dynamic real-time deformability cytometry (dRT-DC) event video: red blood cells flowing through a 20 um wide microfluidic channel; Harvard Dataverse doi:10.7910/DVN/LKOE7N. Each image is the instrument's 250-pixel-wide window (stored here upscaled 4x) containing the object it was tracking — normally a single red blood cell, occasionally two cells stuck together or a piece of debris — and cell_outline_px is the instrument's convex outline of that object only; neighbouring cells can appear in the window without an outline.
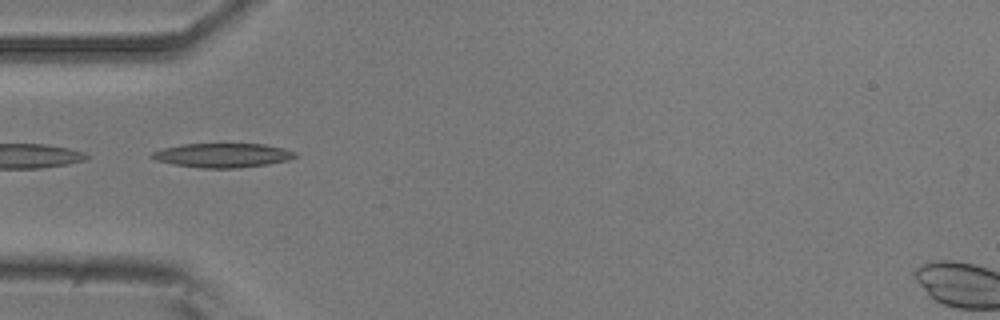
{"species": "common noctule bat (a hibernating species)", "species_latin": "Nyctalus noctula", "temperature_condition": "room temperature", "stored_images_in_passage": 7, "camera_frame_rate_fps": 3000, "um_per_image_px": 0.085, "animal": {"sex": "male", "body_mass_g": 20.5, "forearm_length_mm": 52.5}, "frame": {"image": 1, "passage_image": 4, "time_ms": 4.333, "image_size_px": [1000, 320], "cell_outline_px": [[296, 156], [288, 160], [268, 164], [236, 168], [200, 168], [176, 164], [156, 160], [148, 156], [152, 152], [164, 148], [184, 144], [264, 144], [284, 148], [296, 152]], "centroid_in_image_um": [18.93, 13.2], "position_along_channel_um": 66.1, "area_um2": 20.06}}
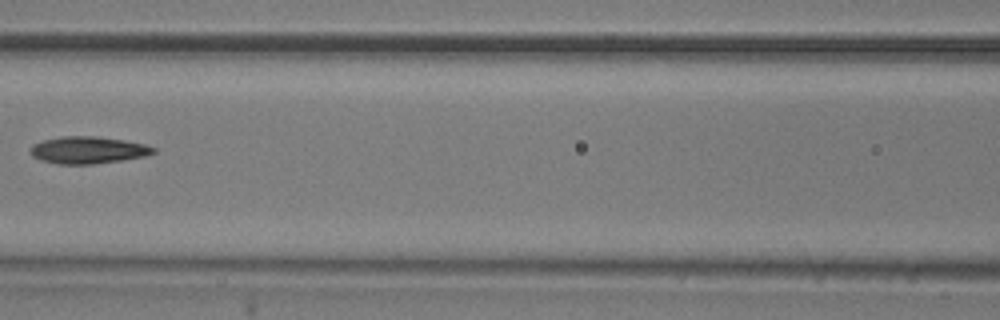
{"frame": {"image": 2, "passage_image": 6, "time_ms": 6.667, "image_size_px": [1000, 320], "cell_outline_px": [[156, 152], [144, 156], [120, 160], [92, 164], [56, 164], [40, 160], [32, 156], [28, 152], [32, 144], [44, 140], [64, 136], [92, 136], [124, 140], [144, 144], [156, 148]], "centroid_in_image_um": [7.43, 12.76], "position_along_channel_um": 159.2, "area_um2": 19.36}}
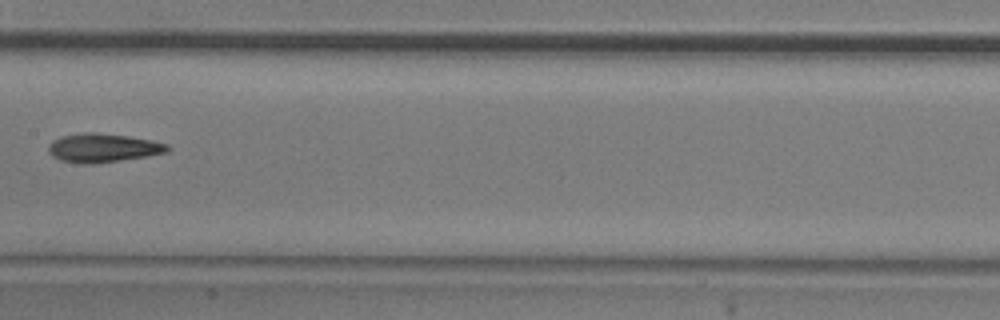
{"frame": {"image": 3, "passage_image": 7, "time_ms": 7.667, "image_size_px": [1000, 320], "cell_outline_px": [[172, 148], [168, 152], [148, 156], [88, 164], [84, 164], [60, 160], [52, 156], [48, 152], [48, 144], [52, 140], [60, 136], [84, 132], [96, 132], [128, 136], [152, 140], [168, 144]], "centroid_in_image_um": [8.74, 12.55], "position_along_channel_um": 198.7, "area_um2": 20.06}}